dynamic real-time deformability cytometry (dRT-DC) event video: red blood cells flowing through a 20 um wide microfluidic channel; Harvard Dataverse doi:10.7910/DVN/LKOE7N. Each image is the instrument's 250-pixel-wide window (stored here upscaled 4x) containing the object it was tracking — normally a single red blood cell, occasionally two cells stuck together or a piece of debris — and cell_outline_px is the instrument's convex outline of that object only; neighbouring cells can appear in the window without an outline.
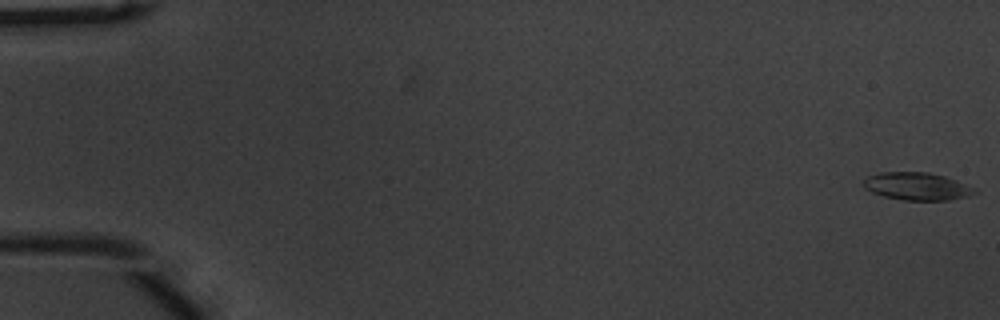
{"species": "common noctule bat (a hibernating species)", "species_latin": "Nyctalus noctula", "temperature_condition": "warm", "stored_images_in_passage": 55, "camera_frame_rate_fps": 3000, "um_per_image_px": 0.085, "animal": {"sex": "male", "body_mass_g": 20.1, "forearm_length_mm": 53.5}, "frame": {"image": 1, "passage_image": 1, "time_ms": 0.0, "image_size_px": [1000, 320], "cell_outline_px": [[980, 192], [968, 196], [948, 200], [904, 200], [884, 196], [872, 192], [864, 188], [864, 180], [868, 176], [880, 172], [928, 172], [944, 176], [956, 180], [976, 188]], "centroid_in_image_um": [77.98, 15.83], "position_along_channel_um": 7.0, "area_um2": 17.92}}
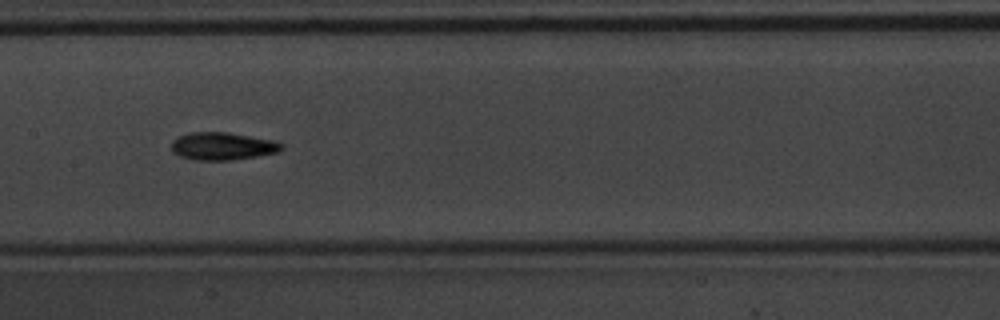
{"frame": {"image": 2, "passage_image": 28, "time_ms": 9.0, "image_size_px": [1000, 320], "cell_outline_px": [[284, 148], [280, 152], [232, 160], [196, 160], [180, 156], [172, 152], [172, 140], [176, 136], [188, 132], [228, 132], [272, 140], [284, 144]], "centroid_in_image_um": [18.9, 12.42], "position_along_channel_um": 188.5, "area_um2": 17.92}}
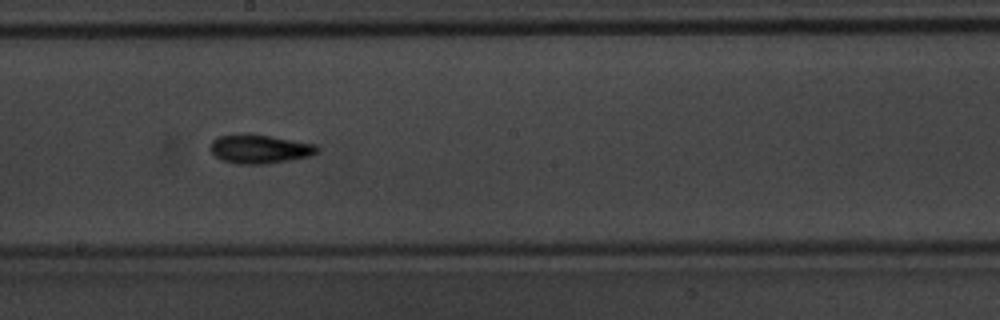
{"frame": {"image": 3, "passage_image": 31, "time_ms": 10.0, "image_size_px": [1000, 320], "cell_outline_px": [[320, 148], [312, 156], [264, 164], [240, 164], [224, 160], [216, 156], [208, 148], [212, 140], [216, 136], [268, 136], [316, 144]], "centroid_in_image_um": [22.09, 12.69], "position_along_channel_um": 226.1, "area_um2": 17.34}, "authors_computed_cell_mechanics": {"area_um2": 16.9932, "velocity_mm_per_s": 3.7757, "shape_relaxation_time_tau1_ms": 3.7715, "shape_relaxation_time_tau2_ms": 3.1291, "deformation_change_tau1": 0.1208, "deformation_change_tau2": 0.1184}}